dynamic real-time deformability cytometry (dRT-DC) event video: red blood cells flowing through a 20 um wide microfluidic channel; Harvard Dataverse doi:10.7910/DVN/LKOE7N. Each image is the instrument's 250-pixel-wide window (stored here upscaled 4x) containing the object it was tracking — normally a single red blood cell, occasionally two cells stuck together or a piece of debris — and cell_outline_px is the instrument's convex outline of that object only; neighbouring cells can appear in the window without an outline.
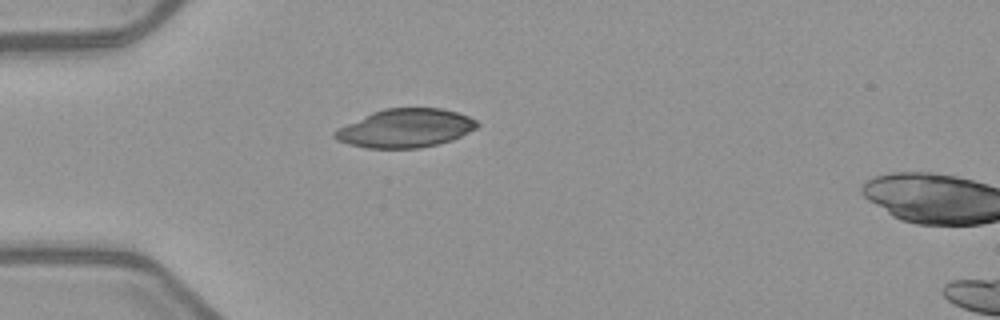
{"species": "common noctule bat (a hibernating species)", "species_latin": "Nyctalus noctula", "temperature_condition": "warm", "stored_images_in_passage": 2, "camera_frame_rate_fps": 3000, "um_per_image_px": 0.085, "animal": {"sex": "female", "body_mass_g": 21.9}, "frame": {"image": 1, "passage_image": 1, "time_ms": 0.0, "image_size_px": [1000, 320], "cell_outline_px": [[480, 124], [476, 128], [452, 140], [420, 148], [364, 148], [348, 144], [336, 140], [332, 136], [332, 132], [372, 112], [384, 108], [440, 108], [456, 112], [468, 116], [476, 120]], "centroid_in_image_um": [34.45, 10.9], "position_along_channel_um": 50.5, "area_um2": 31.79}}